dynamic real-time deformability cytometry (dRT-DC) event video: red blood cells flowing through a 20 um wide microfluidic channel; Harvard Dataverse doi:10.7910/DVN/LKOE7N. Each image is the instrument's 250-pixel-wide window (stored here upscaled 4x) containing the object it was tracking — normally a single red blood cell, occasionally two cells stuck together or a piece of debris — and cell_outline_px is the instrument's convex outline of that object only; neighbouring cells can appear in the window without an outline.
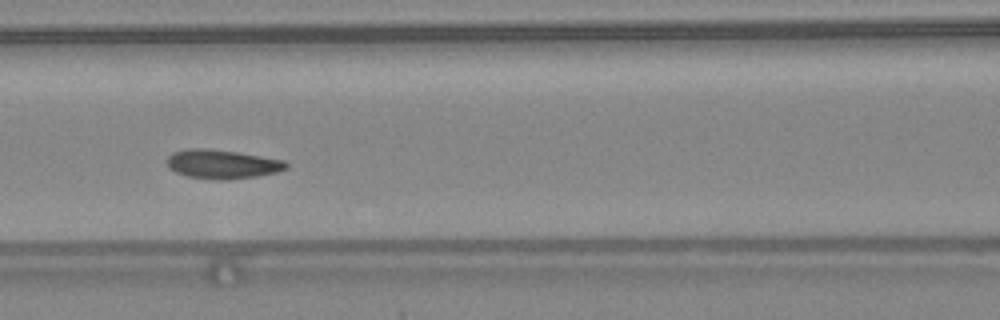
{"species": "common noctule bat (a hibernating species)", "species_latin": "Nyctalus noctula", "temperature_condition": "warm", "stored_images_in_passage": 47, "camera_frame_rate_fps": 3000, "um_per_image_px": 0.085, "animal": {"sex": "female", "body_mass_g": 24.6, "forearm_length_mm": 56.2}, "frame": {"image": 1, "passage_image": 21, "time_ms": 6.667, "image_size_px": [1000, 320], "cell_outline_px": [[288, 168], [276, 172], [256, 176], [228, 180], [216, 180], [188, 176], [176, 172], [168, 168], [168, 156], [172, 152], [188, 148], [208, 148], [236, 152], [284, 160], [288, 164]], "centroid_in_image_um": [18.87, 13.95], "position_along_channel_um": 147.7, "area_um2": 20.11}, "authors_computed_cell_mechanics": {"area_um2": 19.3052, "velocity_mm_per_s": 4.3198, "shape_relaxation_time_tau1_ms": 1.4473, "shape_relaxation_time_tau2_ms": null, "deformation_change_tau1": 0.0934, "deformation_change_tau2": null}}